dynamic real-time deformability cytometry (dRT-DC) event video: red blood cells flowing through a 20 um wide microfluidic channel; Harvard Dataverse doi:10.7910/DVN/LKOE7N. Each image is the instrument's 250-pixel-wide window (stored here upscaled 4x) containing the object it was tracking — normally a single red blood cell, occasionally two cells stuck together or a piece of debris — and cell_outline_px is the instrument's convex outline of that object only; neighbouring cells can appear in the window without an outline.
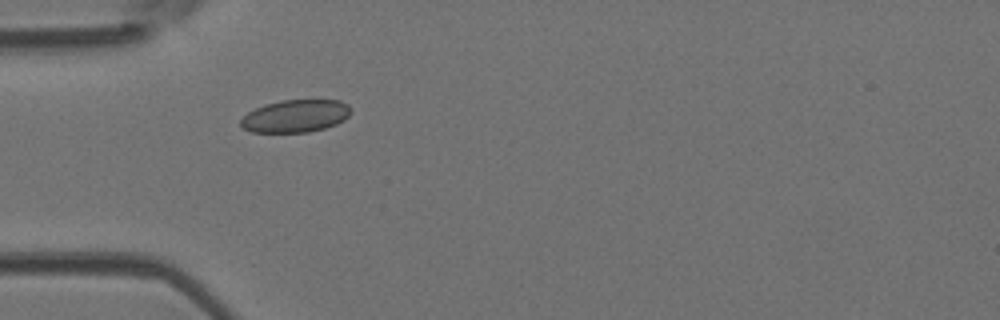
{"species": "Egyptian fruit bat (a non-hibernating species)", "species_latin": "Rousettus aegyptiacus", "temperature_condition": "room temperature", "stored_images_in_passage": 37, "camera_frame_rate_fps": 3000, "um_per_image_px": 0.085, "animal": {"sex": "female"}, "frame": {"image": 1, "passage_image": 2, "time_ms": 0.333, "image_size_px": [1000, 320], "cell_outline_px": [[352, 112], [344, 120], [336, 124], [324, 128], [308, 132], [252, 132], [244, 128], [240, 124], [240, 120], [248, 112], [264, 104], [280, 100], [340, 100], [348, 104], [352, 108]], "centroid_in_image_um": [25.14, 9.85], "position_along_channel_um": 59.9, "area_um2": 20.98}}
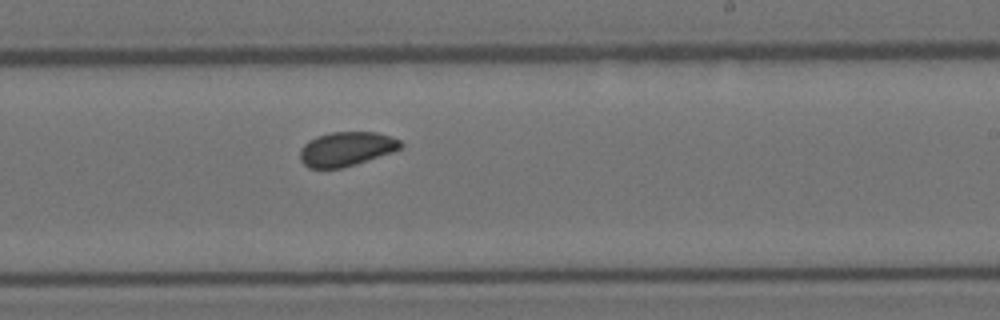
{"frame": {"image": 2, "passage_image": 17, "time_ms": 5.333, "image_size_px": [1000, 320], "cell_outline_px": [[404, 144], [400, 148], [392, 152], [356, 164], [340, 168], [308, 168], [300, 160], [300, 148], [308, 140], [316, 136], [332, 132], [376, 132], [400, 140]], "centroid_in_image_um": [29.41, 12.66], "position_along_channel_um": 259.6, "area_um2": 20.06}}
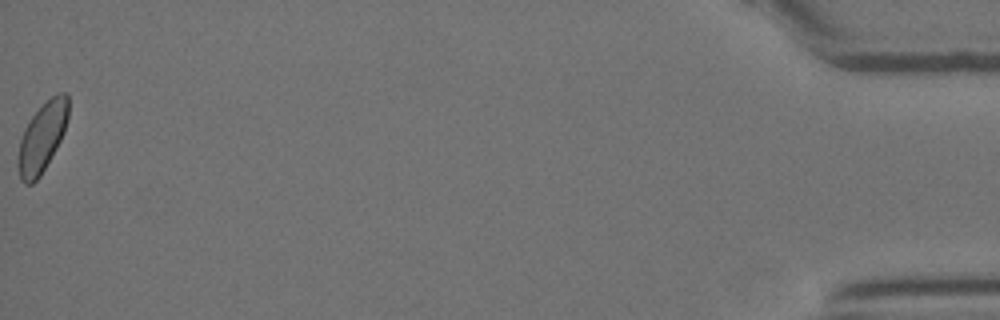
{"frame": {"image": 3, "passage_image": 37, "time_ms": 12.0, "image_size_px": [1000, 320], "cell_outline_px": [[68, 116], [64, 132], [56, 148], [40, 176], [32, 184], [24, 184], [20, 180], [16, 164], [16, 160], [20, 140], [24, 128], [32, 116], [52, 96], [60, 92], [68, 92]], "centroid_in_image_um": [3.55, 11.7], "position_along_channel_um": 431.6, "area_um2": 20.35}, "authors_computed_cell_mechanics": {"area_um2": 20.3456, "velocity_mm_per_s": 4.0559, "shape_relaxation_time_tau1_ms": 5.0865, "shape_relaxation_time_tau2_ms": 2.3242, "deformation_change_tau1": 0.0559, "deformation_change_tau2": 0.0476}}